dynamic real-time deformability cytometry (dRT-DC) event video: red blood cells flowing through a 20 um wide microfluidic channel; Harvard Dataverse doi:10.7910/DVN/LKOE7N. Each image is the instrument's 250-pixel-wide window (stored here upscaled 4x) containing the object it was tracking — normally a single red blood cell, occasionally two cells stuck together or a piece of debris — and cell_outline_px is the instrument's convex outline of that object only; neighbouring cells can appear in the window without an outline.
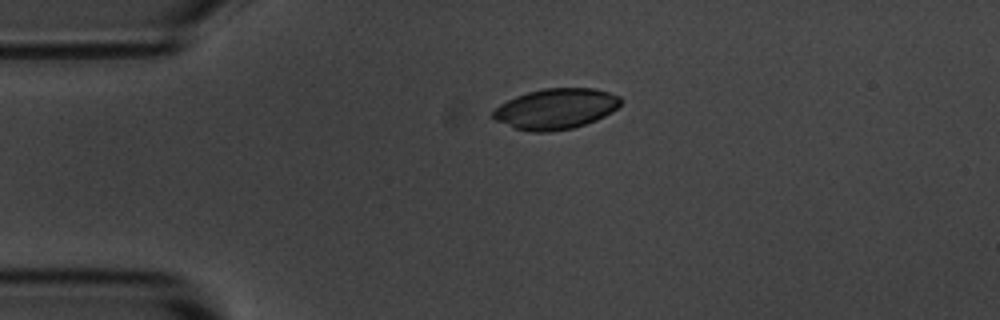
{"species": "common noctule bat (a hibernating species)", "species_latin": "Nyctalus noctula", "temperature_condition": "room temperature", "stored_images_in_passage": 2, "camera_frame_rate_fps": 3000, "um_per_image_px": 0.085, "animal": {"sex": "male", "body_mass_g": 20.1, "forearm_length_mm": 53.5}, "frame": {"image": 1, "passage_image": 1, "time_ms": 0.0, "image_size_px": [1000, 320], "cell_outline_px": [[624, 100], [612, 112], [596, 120], [572, 128], [548, 132], [532, 132], [512, 128], [496, 120], [492, 116], [492, 112], [500, 104], [516, 96], [528, 92], [544, 88], [596, 88], [620, 96]], "centroid_in_image_um": [47.25, 9.25], "position_along_channel_um": 37.7, "area_um2": 30.23}}